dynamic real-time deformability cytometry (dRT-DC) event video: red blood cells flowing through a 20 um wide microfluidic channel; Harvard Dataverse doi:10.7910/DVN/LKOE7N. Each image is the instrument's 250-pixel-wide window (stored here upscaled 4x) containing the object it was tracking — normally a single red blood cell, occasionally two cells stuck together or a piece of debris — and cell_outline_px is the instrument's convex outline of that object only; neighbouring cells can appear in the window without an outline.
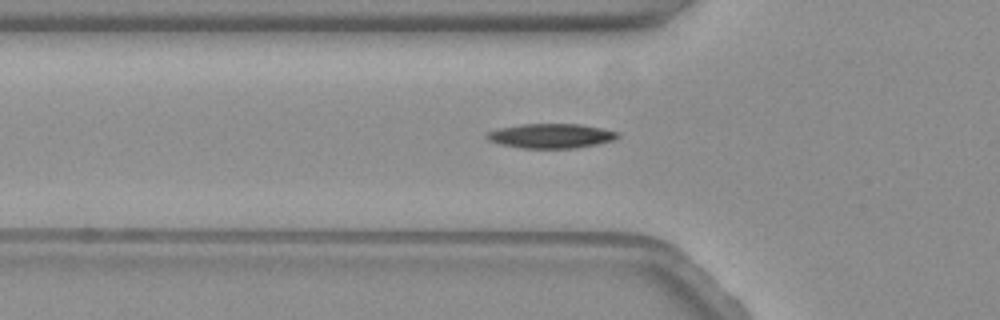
{"species": "common noctule bat (a hibernating species)", "species_latin": "Nyctalus noctula", "temperature_condition": "warm", "stored_images_in_passage": 10, "camera_frame_rate_fps": 3000, "um_per_image_px": 0.085, "animal": {"sex": "female", "body_mass_g": 19.3, "forearm_length_mm": 54.1}, "frame": {"image": 1, "passage_image": 8, "time_ms": 2.333, "image_size_px": [1000, 320], "cell_outline_px": [[620, 136], [616, 140], [576, 148], [520, 148], [500, 144], [488, 140], [484, 136], [488, 132], [496, 128], [520, 124], [580, 124], [620, 132]], "centroid_in_image_um": [46.82, 11.55], "position_along_channel_um": 79.0, "area_um2": 18.9}}